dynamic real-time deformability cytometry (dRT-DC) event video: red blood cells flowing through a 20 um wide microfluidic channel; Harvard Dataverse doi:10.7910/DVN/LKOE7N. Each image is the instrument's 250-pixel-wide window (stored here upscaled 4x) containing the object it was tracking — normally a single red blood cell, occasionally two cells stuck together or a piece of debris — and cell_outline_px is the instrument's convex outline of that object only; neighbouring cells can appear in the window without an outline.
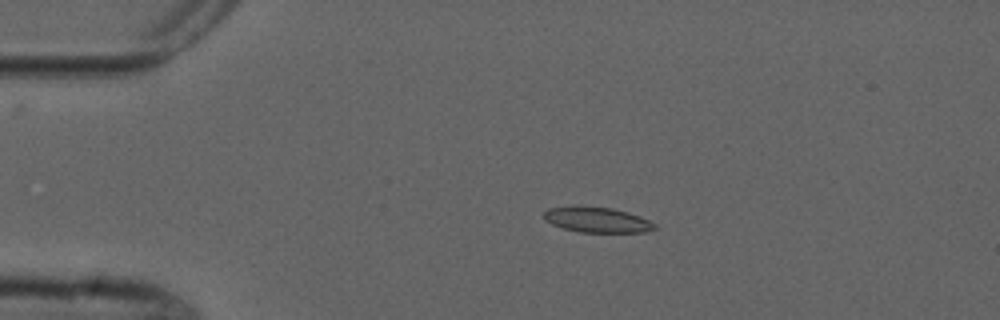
{"species": "common noctule bat (a hibernating species)", "species_latin": "Nyctalus noctula", "temperature_condition": "cold", "stored_images_in_passage": 6, "camera_frame_rate_fps": 3000, "um_per_image_px": 0.085, "animal": {"sex": "male", "forearm_length_mm": 52.5}, "frame": {"image": 1, "passage_image": 4, "time_ms": 3.333, "image_size_px": [1000, 320], "cell_outline_px": [[656, 228], [648, 232], [580, 232], [564, 228], [552, 224], [544, 220], [544, 212], [548, 208], [572, 204], [576, 204], [612, 208], [628, 212], [640, 216], [656, 224]], "centroid_in_image_um": [50.71, 18.65], "position_along_channel_um": 34.3, "area_um2": 16.76}}
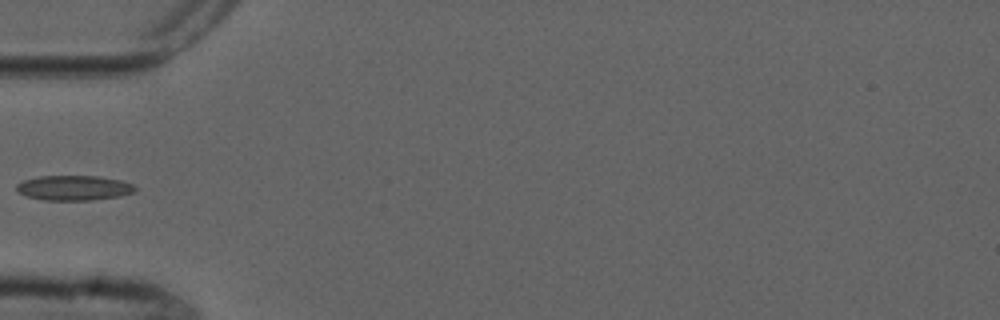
{"frame": {"image": 2, "passage_image": 6, "time_ms": 5.667, "image_size_px": [1000, 320], "cell_outline_px": [[136, 192], [120, 196], [92, 200], [44, 200], [28, 196], [20, 192], [16, 188], [16, 184], [24, 180], [40, 176], [96, 176], [120, 180], [132, 184], [136, 188]], "centroid_in_image_um": [6.31, 15.97], "position_along_channel_um": 78.7, "area_um2": 17.11}}